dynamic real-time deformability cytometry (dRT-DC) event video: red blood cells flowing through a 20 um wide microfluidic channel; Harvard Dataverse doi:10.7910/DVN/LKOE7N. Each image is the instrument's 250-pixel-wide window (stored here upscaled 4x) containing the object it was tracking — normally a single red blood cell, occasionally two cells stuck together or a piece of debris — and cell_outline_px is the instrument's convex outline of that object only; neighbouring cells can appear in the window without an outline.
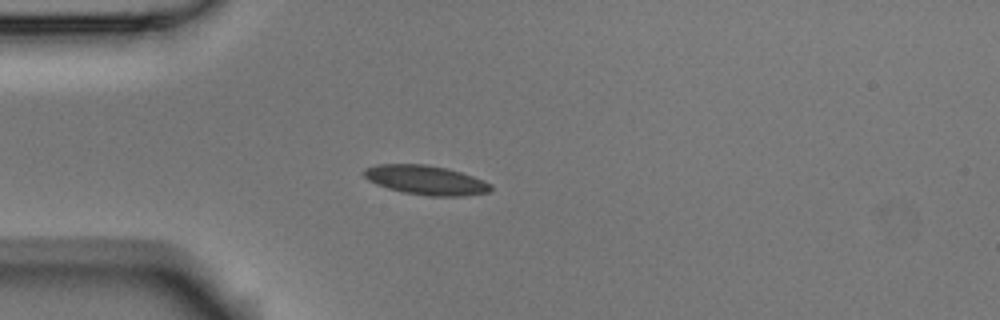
{"species": "Egyptian fruit bat (a non-hibernating species)", "species_latin": "Rousettus aegyptiacus", "temperature_condition": "room temperature", "stored_images_in_passage": 3, "camera_frame_rate_fps": 3000, "um_per_image_px": 0.085, "animal": {"sex": "male"}, "frame": {"image": 1, "passage_image": 3, "time_ms": 0.667, "image_size_px": [1000, 320], "cell_outline_px": [[492, 188], [488, 192], [464, 196], [428, 196], [404, 192], [388, 188], [376, 184], [368, 180], [364, 176], [364, 168], [376, 164], [424, 164], [444, 168], [460, 172], [484, 180], [492, 184]], "centroid_in_image_um": [36.19, 15.31], "position_along_channel_um": 48.8, "area_um2": 21.56}}